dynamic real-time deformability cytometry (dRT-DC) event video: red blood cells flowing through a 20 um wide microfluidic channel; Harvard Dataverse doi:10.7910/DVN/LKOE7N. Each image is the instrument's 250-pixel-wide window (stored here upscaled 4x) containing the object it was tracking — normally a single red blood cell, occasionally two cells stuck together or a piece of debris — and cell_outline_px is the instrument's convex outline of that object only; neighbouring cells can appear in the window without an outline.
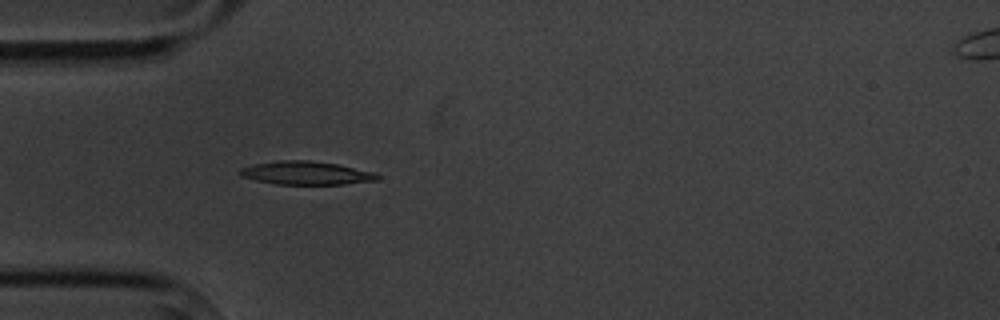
{"species": "common noctule bat (a hibernating species)", "species_latin": "Nyctalus noctula", "temperature_condition": "cold", "stored_images_in_passage": 3, "camera_frame_rate_fps": 3000, "um_per_image_px": 0.085, "animal": {"sex": "male", "body_mass_g": 20.1, "forearm_length_mm": 53.5}, "frame": {"image": 1, "passage_image": 3, "time_ms": 2.333, "image_size_px": [1000, 320], "cell_outline_px": [[380, 180], [344, 184], [276, 184], [256, 180], [240, 176], [236, 172], [240, 168], [252, 164], [280, 160], [308, 160], [336, 164], [376, 172], [380, 176]], "centroid_in_image_um": [26.01, 14.7], "position_along_channel_um": 59.0, "area_um2": 18.84}}